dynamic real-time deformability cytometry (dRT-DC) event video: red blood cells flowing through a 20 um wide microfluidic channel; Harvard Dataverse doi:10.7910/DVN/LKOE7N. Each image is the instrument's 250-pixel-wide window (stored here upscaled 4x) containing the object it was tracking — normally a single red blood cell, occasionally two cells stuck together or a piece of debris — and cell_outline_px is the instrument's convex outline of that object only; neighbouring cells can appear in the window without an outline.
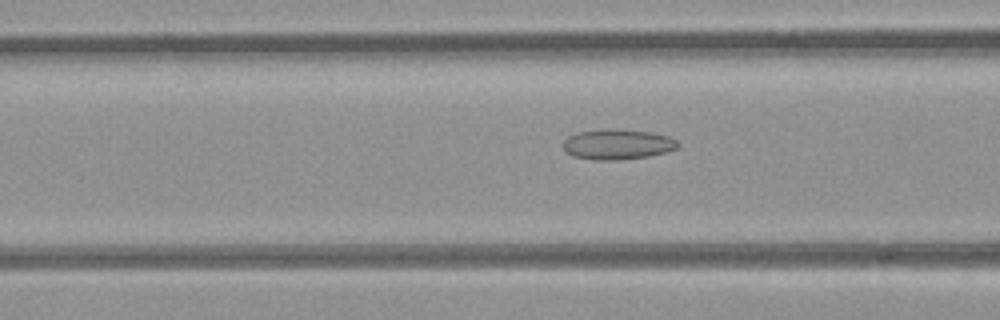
{"species": "common noctule bat (a hibernating species)", "species_latin": "Nyctalus noctula", "temperature_condition": "room temperature", "stored_images_in_passage": 49, "camera_frame_rate_fps": 3000, "um_per_image_px": 0.085, "animal": {"sex": "female", "body_mass_g": 21.9}, "frame": {"image": 1, "passage_image": 17, "time_ms": 5.333, "image_size_px": [1000, 320], "cell_outline_px": [[680, 144], [676, 148], [664, 152], [648, 156], [616, 160], [592, 160], [572, 156], [564, 148], [564, 140], [568, 136], [576, 132], [652, 132], [668, 136], [676, 140]], "centroid_in_image_um": [52.49, 12.32], "position_along_channel_um": 114.1, "area_um2": 19.13}}
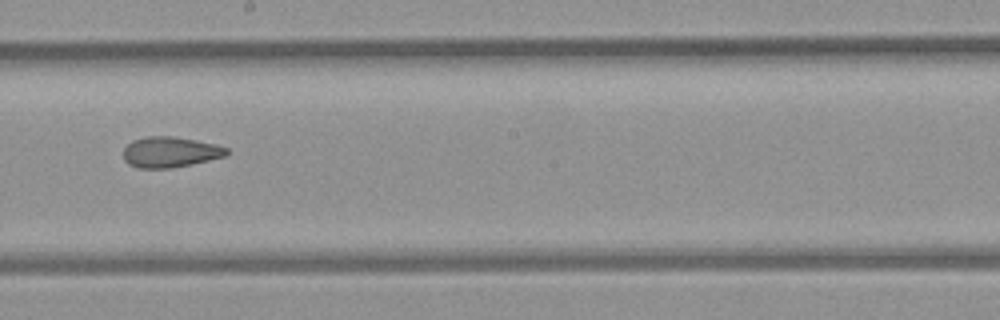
{"frame": {"image": 2, "passage_image": 26, "time_ms": 8.333, "image_size_px": [1000, 320], "cell_outline_px": [[228, 152], [224, 156], [192, 164], [172, 168], [140, 168], [128, 164], [124, 160], [124, 148], [132, 140], [148, 136], [172, 136], [196, 140], [216, 144], [228, 148]], "centroid_in_image_um": [14.45, 12.92], "position_along_channel_um": 233.8, "area_um2": 18.38}}
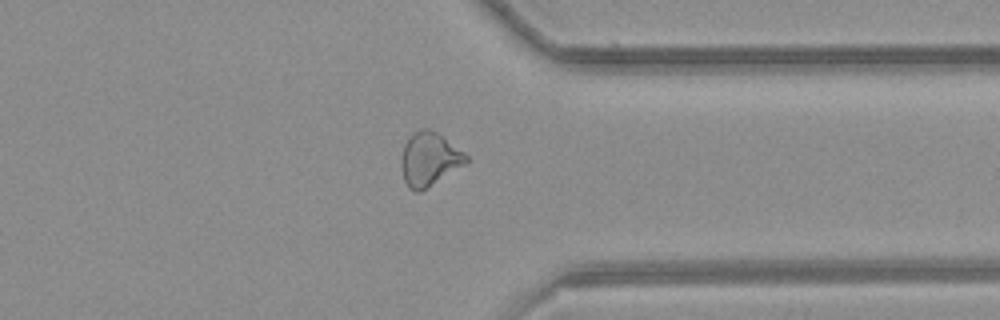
{"frame": {"image": 3, "passage_image": 37, "time_ms": 12.0, "image_size_px": [1000, 320], "cell_outline_px": [[468, 160], [464, 164], [420, 192], [416, 192], [408, 188], [404, 180], [400, 164], [400, 160], [404, 144], [420, 128], [428, 128], [436, 132], [464, 152], [468, 156]], "centroid_in_image_um": [36.46, 13.54], "position_along_channel_um": 374.9, "area_um2": 19.88}, "authors_computed_cell_mechanics": {"area_um2": 19.8832, "velocity_mm_per_s": 3.9675, "shape_relaxation_time_tau1_ms": null, "shape_relaxation_time_tau2_ms": 2.181, "deformation_change_tau1": null, "deformation_change_tau2": 0.0954}}